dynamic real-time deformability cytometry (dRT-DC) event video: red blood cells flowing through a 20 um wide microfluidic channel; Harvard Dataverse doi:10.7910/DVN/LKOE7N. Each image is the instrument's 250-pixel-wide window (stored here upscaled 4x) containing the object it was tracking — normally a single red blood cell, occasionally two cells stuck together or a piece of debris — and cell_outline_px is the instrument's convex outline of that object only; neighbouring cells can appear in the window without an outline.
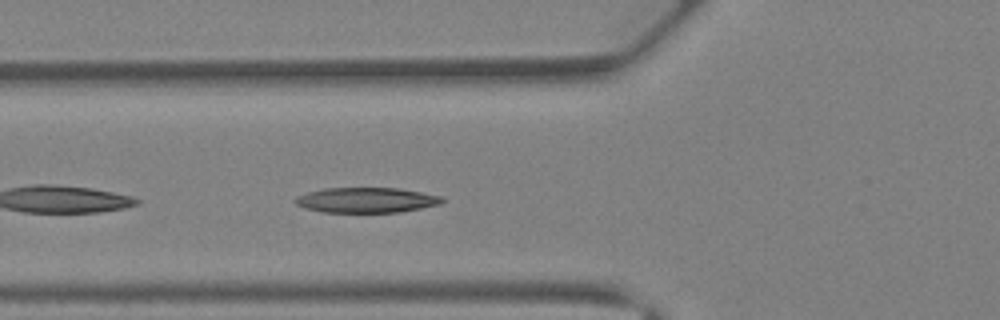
{"species": "Egyptian fruit bat (a non-hibernating species)", "species_latin": "Rousettus aegyptiacus", "temperature_condition": "warm", "stored_images_in_passage": 31, "camera_frame_rate_fps": 3000, "um_per_image_px": 0.085, "animal": {"sex": "female"}, "frame": {"image": 1, "passage_image": 4, "time_ms": 1.0, "image_size_px": [1000, 320], "cell_outline_px": [[444, 200], [440, 204], [400, 212], [324, 212], [304, 208], [296, 204], [292, 200], [296, 196], [308, 192], [324, 188], [400, 188], [444, 196]], "centroid_in_image_um": [31.14, 17.0], "position_along_channel_um": 94.7, "area_um2": 21.68}}
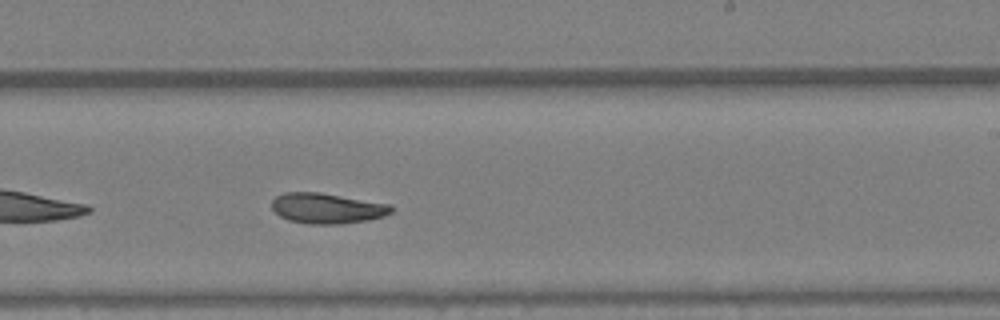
{"frame": {"image": 2, "passage_image": 14, "time_ms": 4.333, "image_size_px": [1000, 320], "cell_outline_px": [[392, 212], [384, 216], [368, 220], [340, 224], [308, 224], [288, 220], [280, 216], [272, 208], [272, 200], [276, 196], [284, 192], [320, 192], [392, 204]], "centroid_in_image_um": [27.81, 17.7], "position_along_channel_um": 261.2, "area_um2": 21.33}}
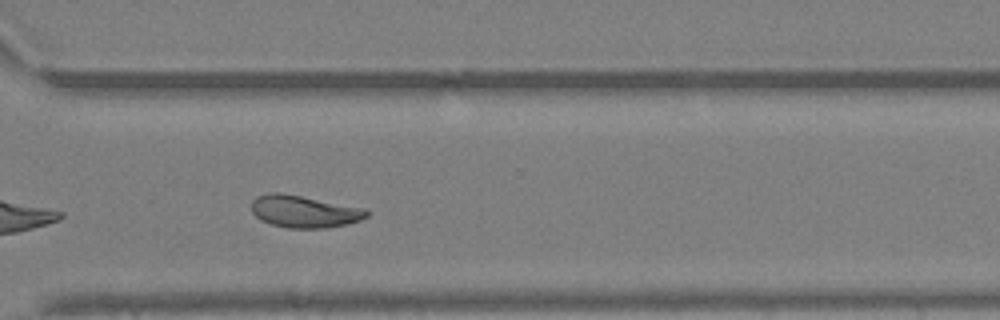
{"frame": {"image": 3, "passage_image": 19, "time_ms": 6.0, "image_size_px": [1000, 320], "cell_outline_px": [[368, 216], [360, 220], [344, 224], [324, 228], [288, 228], [272, 224], [260, 220], [252, 212], [252, 200], [256, 196], [268, 192], [280, 192], [368, 208]], "centroid_in_image_um": [25.85, 17.96], "position_along_channel_um": 344.8, "area_um2": 21.73}}